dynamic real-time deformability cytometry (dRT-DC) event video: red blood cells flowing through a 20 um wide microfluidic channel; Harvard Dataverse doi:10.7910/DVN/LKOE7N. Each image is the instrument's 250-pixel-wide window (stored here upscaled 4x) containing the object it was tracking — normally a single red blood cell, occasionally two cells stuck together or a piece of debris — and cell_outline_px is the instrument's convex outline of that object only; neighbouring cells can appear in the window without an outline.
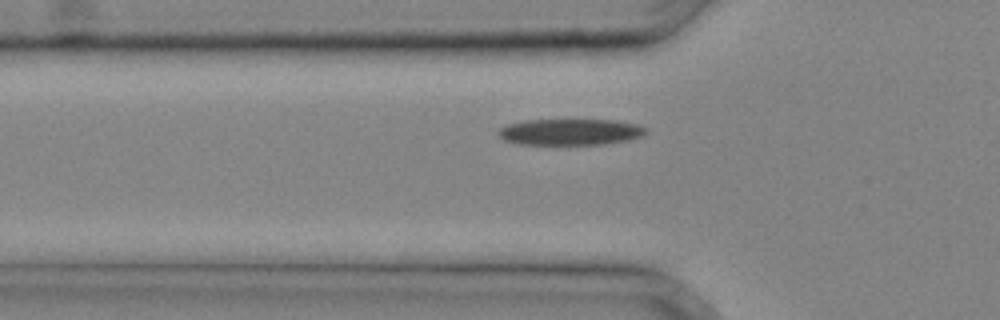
{"species": "common noctule bat (a hibernating species)", "species_latin": "Nyctalus noctula", "temperature_condition": "cold", "stored_images_in_passage": 26, "camera_frame_rate_fps": 3000, "um_per_image_px": 0.085, "animal": {"sex": "male", "body_mass_g": 20.4}, "frame": {"image": 1, "passage_image": 5, "time_ms": 1.333, "image_size_px": [1000, 320], "cell_outline_px": [[648, 132], [644, 136], [628, 140], [604, 144], [516, 144], [504, 140], [496, 132], [500, 128], [508, 124], [524, 120], [612, 120], [636, 124], [648, 128]], "centroid_in_image_um": [48.49, 11.21], "position_along_channel_um": 77.3, "area_um2": 22.66}}
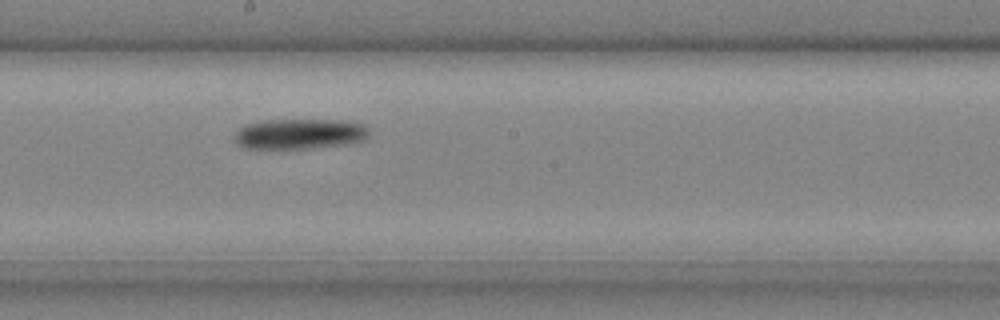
{"frame": {"image": 2, "passage_image": 13, "time_ms": 4.0, "image_size_px": [1000, 320], "cell_outline_px": [[368, 136], [364, 140], [352, 144], [280, 152], [244, 148], [236, 144], [232, 136], [244, 124], [264, 120], [344, 120], [364, 124], [368, 128]], "centroid_in_image_um": [25.41, 11.44], "position_along_channel_um": 222.8, "area_um2": 25.26}}
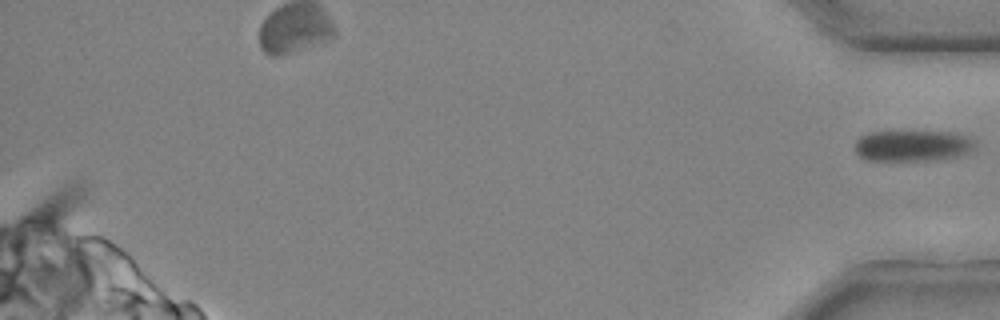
{"frame": {"image": 3, "passage_image": 26, "time_ms": 8.333, "image_size_px": [1000, 320], "cell_outline_px": [[976, 148], [968, 152], [956, 156], [932, 160], [900, 164], [868, 160], [860, 156], [856, 152], [856, 140], [860, 136], [872, 132], [948, 132], [972, 136], [976, 140]], "centroid_in_image_um": [77.58, 12.43], "position_along_channel_um": 357.6, "area_um2": 22.6}}